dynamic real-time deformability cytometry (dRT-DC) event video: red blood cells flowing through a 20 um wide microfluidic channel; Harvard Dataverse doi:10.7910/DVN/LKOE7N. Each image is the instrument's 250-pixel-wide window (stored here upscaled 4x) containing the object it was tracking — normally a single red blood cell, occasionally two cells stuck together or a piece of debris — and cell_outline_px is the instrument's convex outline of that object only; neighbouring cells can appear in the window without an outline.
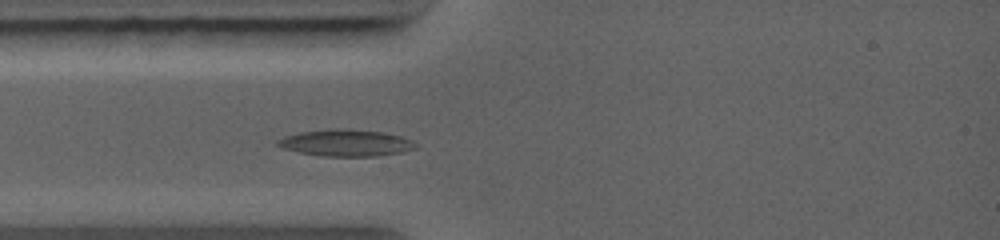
{"species": "common noctule bat (a hibernating species)", "species_latin": "Nyctalus noctula", "temperature_condition": "warm", "stored_images_in_passage": 11, "camera_frame_rate_fps": 5000, "um_per_image_px": 0.085, "animal": {"sex": "female", "body_mass_g": 19.0, "forearm_length_mm": 56.7}, "frame": {"image": 1, "passage_image": 2, "time_ms": 1.0, "image_size_px": [1000, 240], "cell_outline_px": [[416, 148], [404, 152], [376, 156], [320, 156], [300, 152], [284, 148], [276, 144], [276, 140], [284, 136], [300, 132], [332, 128], [348, 128], [384, 132], [400, 136], [412, 140], [416, 144]], "centroid_in_image_um": [29.41, 12.13], "position_along_channel_um": 55.6, "area_um2": 21.62}}
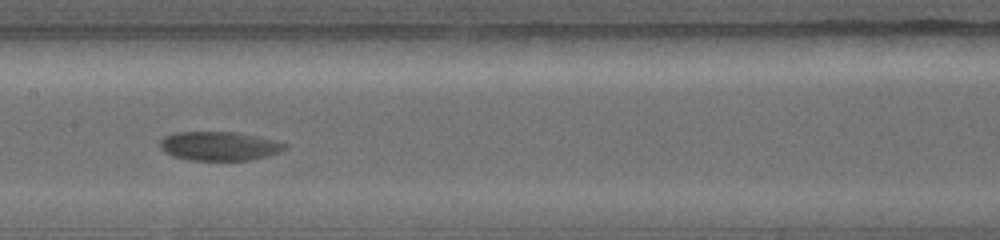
{"frame": {"image": 2, "passage_image": 5, "time_ms": 4.0, "image_size_px": [1000, 240], "cell_outline_px": [[288, 148], [280, 152], [252, 160], [188, 160], [172, 156], [164, 152], [160, 148], [160, 140], [164, 136], [176, 132], [232, 132], [256, 136], [276, 140], [288, 144]], "centroid_in_image_um": [18.64, 12.42], "position_along_channel_um": 188.8, "area_um2": 21.21}}
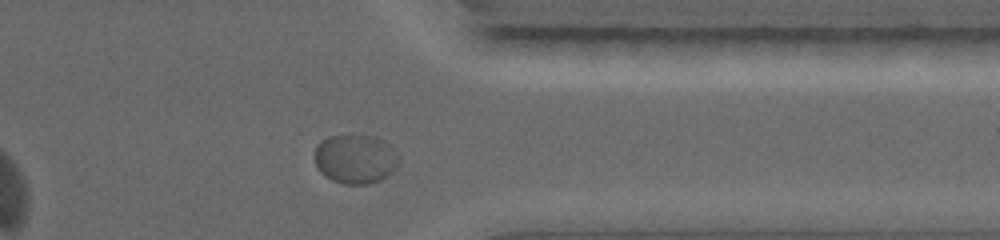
{"frame": {"image": 3, "passage_image": 10, "time_ms": 8.4, "image_size_px": [1000, 240], "cell_outline_px": [[400, 164], [388, 176], [372, 184], [344, 184], [332, 180], [324, 176], [320, 172], [316, 164], [316, 144], [320, 140], [328, 136], [376, 136], [384, 140], [400, 156]], "centroid_in_image_um": [30.24, 13.53], "position_along_channel_um": 381.2, "area_um2": 24.39}}